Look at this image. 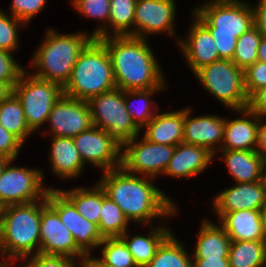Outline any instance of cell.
Masks as SVG:
<instances>
[{"label":"cell","mask_w":266,"mask_h":267,"mask_svg":"<svg viewBox=\"0 0 266 267\" xmlns=\"http://www.w3.org/2000/svg\"><path fill=\"white\" fill-rule=\"evenodd\" d=\"M101 175L98 183L129 221L150 226L155 219L178 214L172 198L153 184L154 178L131 174L122 166Z\"/></svg>","instance_id":"6da1fadb"},{"label":"cell","mask_w":266,"mask_h":267,"mask_svg":"<svg viewBox=\"0 0 266 267\" xmlns=\"http://www.w3.org/2000/svg\"><path fill=\"white\" fill-rule=\"evenodd\" d=\"M98 40L109 53L117 88L122 91L166 88L165 75L147 39L111 35Z\"/></svg>","instance_id":"7a4b0ae2"},{"label":"cell","mask_w":266,"mask_h":267,"mask_svg":"<svg viewBox=\"0 0 266 267\" xmlns=\"http://www.w3.org/2000/svg\"><path fill=\"white\" fill-rule=\"evenodd\" d=\"M47 197L25 204L3 207L0 227L1 265L12 266L15 260L40 253L41 209Z\"/></svg>","instance_id":"3957f363"},{"label":"cell","mask_w":266,"mask_h":267,"mask_svg":"<svg viewBox=\"0 0 266 267\" xmlns=\"http://www.w3.org/2000/svg\"><path fill=\"white\" fill-rule=\"evenodd\" d=\"M203 3L194 8L193 14L209 29L219 58L232 60L237 39L254 26L251 5L241 0H207Z\"/></svg>","instance_id":"277c9868"},{"label":"cell","mask_w":266,"mask_h":267,"mask_svg":"<svg viewBox=\"0 0 266 267\" xmlns=\"http://www.w3.org/2000/svg\"><path fill=\"white\" fill-rule=\"evenodd\" d=\"M45 38L32 56V75L62 87L69 81L80 53L94 39L88 33L62 34L49 28Z\"/></svg>","instance_id":"5b68a950"},{"label":"cell","mask_w":266,"mask_h":267,"mask_svg":"<svg viewBox=\"0 0 266 267\" xmlns=\"http://www.w3.org/2000/svg\"><path fill=\"white\" fill-rule=\"evenodd\" d=\"M116 88L111 59L106 47L94 38L80 53L63 94L88 101Z\"/></svg>","instance_id":"8992f818"},{"label":"cell","mask_w":266,"mask_h":267,"mask_svg":"<svg viewBox=\"0 0 266 267\" xmlns=\"http://www.w3.org/2000/svg\"><path fill=\"white\" fill-rule=\"evenodd\" d=\"M214 98L232 111L245 109L249 97L245 87L244 70L232 60L219 59L194 73Z\"/></svg>","instance_id":"52a82bcc"},{"label":"cell","mask_w":266,"mask_h":267,"mask_svg":"<svg viewBox=\"0 0 266 267\" xmlns=\"http://www.w3.org/2000/svg\"><path fill=\"white\" fill-rule=\"evenodd\" d=\"M92 124L113 138L122 147L141 134L133 123L124 101V91L114 88L87 101Z\"/></svg>","instance_id":"ba28073f"},{"label":"cell","mask_w":266,"mask_h":267,"mask_svg":"<svg viewBox=\"0 0 266 267\" xmlns=\"http://www.w3.org/2000/svg\"><path fill=\"white\" fill-rule=\"evenodd\" d=\"M25 70L14 86V94L20 100L26 122L33 132L48 121L55 102L62 96L63 87L55 82L33 76Z\"/></svg>","instance_id":"9c48e42d"},{"label":"cell","mask_w":266,"mask_h":267,"mask_svg":"<svg viewBox=\"0 0 266 267\" xmlns=\"http://www.w3.org/2000/svg\"><path fill=\"white\" fill-rule=\"evenodd\" d=\"M12 162L5 165L0 176V204L4 207L43 199L50 188L43 185L44 171L13 166Z\"/></svg>","instance_id":"30bf717a"},{"label":"cell","mask_w":266,"mask_h":267,"mask_svg":"<svg viewBox=\"0 0 266 267\" xmlns=\"http://www.w3.org/2000/svg\"><path fill=\"white\" fill-rule=\"evenodd\" d=\"M135 136L122 147L121 166L129 173L155 178L164 174L175 146L152 143Z\"/></svg>","instance_id":"8fae6325"},{"label":"cell","mask_w":266,"mask_h":267,"mask_svg":"<svg viewBox=\"0 0 266 267\" xmlns=\"http://www.w3.org/2000/svg\"><path fill=\"white\" fill-rule=\"evenodd\" d=\"M47 203L58 213L62 223L70 230L78 247L88 256L104 240L98 225L79 214L73 202L58 188H49Z\"/></svg>","instance_id":"7c38bea8"},{"label":"cell","mask_w":266,"mask_h":267,"mask_svg":"<svg viewBox=\"0 0 266 267\" xmlns=\"http://www.w3.org/2000/svg\"><path fill=\"white\" fill-rule=\"evenodd\" d=\"M73 142L85 165L92 164L103 172L121 166L122 146L101 128L93 125L74 136Z\"/></svg>","instance_id":"4fadbf2b"},{"label":"cell","mask_w":266,"mask_h":267,"mask_svg":"<svg viewBox=\"0 0 266 267\" xmlns=\"http://www.w3.org/2000/svg\"><path fill=\"white\" fill-rule=\"evenodd\" d=\"M40 242L41 254L66 256L74 260L79 258L81 262L87 258L58 213L48 203L41 209Z\"/></svg>","instance_id":"5bb4252c"},{"label":"cell","mask_w":266,"mask_h":267,"mask_svg":"<svg viewBox=\"0 0 266 267\" xmlns=\"http://www.w3.org/2000/svg\"><path fill=\"white\" fill-rule=\"evenodd\" d=\"M47 123L51 137L77 136L89 129L92 124L87 101L62 95L53 105Z\"/></svg>","instance_id":"9a60e30c"},{"label":"cell","mask_w":266,"mask_h":267,"mask_svg":"<svg viewBox=\"0 0 266 267\" xmlns=\"http://www.w3.org/2000/svg\"><path fill=\"white\" fill-rule=\"evenodd\" d=\"M176 4L174 0H137L134 37L146 39L147 34L175 35ZM154 33V34H153Z\"/></svg>","instance_id":"2e32d148"},{"label":"cell","mask_w":266,"mask_h":267,"mask_svg":"<svg viewBox=\"0 0 266 267\" xmlns=\"http://www.w3.org/2000/svg\"><path fill=\"white\" fill-rule=\"evenodd\" d=\"M193 22L186 38L176 37V42L194 74L205 65L219 60V53L209 29L193 14ZM184 40V41H183Z\"/></svg>","instance_id":"e0dca14e"},{"label":"cell","mask_w":266,"mask_h":267,"mask_svg":"<svg viewBox=\"0 0 266 267\" xmlns=\"http://www.w3.org/2000/svg\"><path fill=\"white\" fill-rule=\"evenodd\" d=\"M191 110L184 109L183 143L205 147L217 155L224 138L225 118L214 114L192 117Z\"/></svg>","instance_id":"ac0fdd59"},{"label":"cell","mask_w":266,"mask_h":267,"mask_svg":"<svg viewBox=\"0 0 266 267\" xmlns=\"http://www.w3.org/2000/svg\"><path fill=\"white\" fill-rule=\"evenodd\" d=\"M213 198L215 215L221 217L224 213L239 210H261L266 203V190L260 182L235 183Z\"/></svg>","instance_id":"d6986e66"},{"label":"cell","mask_w":266,"mask_h":267,"mask_svg":"<svg viewBox=\"0 0 266 267\" xmlns=\"http://www.w3.org/2000/svg\"><path fill=\"white\" fill-rule=\"evenodd\" d=\"M214 157L205 147L180 143L175 146L164 175L170 178H192L206 170Z\"/></svg>","instance_id":"ffe728a7"},{"label":"cell","mask_w":266,"mask_h":267,"mask_svg":"<svg viewBox=\"0 0 266 267\" xmlns=\"http://www.w3.org/2000/svg\"><path fill=\"white\" fill-rule=\"evenodd\" d=\"M242 116L225 119L224 138L221 150H256L259 116L248 108L235 110Z\"/></svg>","instance_id":"44dd1931"},{"label":"cell","mask_w":266,"mask_h":267,"mask_svg":"<svg viewBox=\"0 0 266 267\" xmlns=\"http://www.w3.org/2000/svg\"><path fill=\"white\" fill-rule=\"evenodd\" d=\"M218 222L231 241L266 240L261 210H239L224 213Z\"/></svg>","instance_id":"7402d4cb"},{"label":"cell","mask_w":266,"mask_h":267,"mask_svg":"<svg viewBox=\"0 0 266 267\" xmlns=\"http://www.w3.org/2000/svg\"><path fill=\"white\" fill-rule=\"evenodd\" d=\"M143 127V137L152 142L176 146L183 143L184 109L158 113Z\"/></svg>","instance_id":"603a6c76"},{"label":"cell","mask_w":266,"mask_h":267,"mask_svg":"<svg viewBox=\"0 0 266 267\" xmlns=\"http://www.w3.org/2000/svg\"><path fill=\"white\" fill-rule=\"evenodd\" d=\"M49 162L53 173L62 178L75 179L82 174L85 164L71 137H52Z\"/></svg>","instance_id":"cb8c5ba5"},{"label":"cell","mask_w":266,"mask_h":267,"mask_svg":"<svg viewBox=\"0 0 266 267\" xmlns=\"http://www.w3.org/2000/svg\"><path fill=\"white\" fill-rule=\"evenodd\" d=\"M228 173L235 183H255L260 181L264 158L256 150H220Z\"/></svg>","instance_id":"d4e9b609"},{"label":"cell","mask_w":266,"mask_h":267,"mask_svg":"<svg viewBox=\"0 0 266 267\" xmlns=\"http://www.w3.org/2000/svg\"><path fill=\"white\" fill-rule=\"evenodd\" d=\"M201 224L192 258H228L232 241L224 228L206 218Z\"/></svg>","instance_id":"484cf974"},{"label":"cell","mask_w":266,"mask_h":267,"mask_svg":"<svg viewBox=\"0 0 266 267\" xmlns=\"http://www.w3.org/2000/svg\"><path fill=\"white\" fill-rule=\"evenodd\" d=\"M153 226V224L149 226L151 230L148 235L137 234L130 237L128 230L119 237L127 246L138 267H145L151 261L159 245L171 233L166 225L158 224L155 228Z\"/></svg>","instance_id":"4316f807"},{"label":"cell","mask_w":266,"mask_h":267,"mask_svg":"<svg viewBox=\"0 0 266 267\" xmlns=\"http://www.w3.org/2000/svg\"><path fill=\"white\" fill-rule=\"evenodd\" d=\"M59 189L73 202L81 216L90 222L99 224L102 187L98 182L89 188L79 186L69 190Z\"/></svg>","instance_id":"83f0119b"},{"label":"cell","mask_w":266,"mask_h":267,"mask_svg":"<svg viewBox=\"0 0 266 267\" xmlns=\"http://www.w3.org/2000/svg\"><path fill=\"white\" fill-rule=\"evenodd\" d=\"M228 260L230 267H264L266 240L232 241Z\"/></svg>","instance_id":"f1b7e54d"},{"label":"cell","mask_w":266,"mask_h":267,"mask_svg":"<svg viewBox=\"0 0 266 267\" xmlns=\"http://www.w3.org/2000/svg\"><path fill=\"white\" fill-rule=\"evenodd\" d=\"M173 231L162 241L145 267H192V257ZM188 253V254H187Z\"/></svg>","instance_id":"f546056e"},{"label":"cell","mask_w":266,"mask_h":267,"mask_svg":"<svg viewBox=\"0 0 266 267\" xmlns=\"http://www.w3.org/2000/svg\"><path fill=\"white\" fill-rule=\"evenodd\" d=\"M162 90H165V88L124 91L126 109L129 112L133 123L140 131H142V128L156 115L157 111H159L155 101L150 97ZM131 99H133V102L138 101L141 105H133ZM153 110L155 112H153Z\"/></svg>","instance_id":"4dcf8cb0"},{"label":"cell","mask_w":266,"mask_h":267,"mask_svg":"<svg viewBox=\"0 0 266 267\" xmlns=\"http://www.w3.org/2000/svg\"><path fill=\"white\" fill-rule=\"evenodd\" d=\"M0 125L23 144L34 134L26 122L21 102L14 93L0 103Z\"/></svg>","instance_id":"1f68e13d"},{"label":"cell","mask_w":266,"mask_h":267,"mask_svg":"<svg viewBox=\"0 0 266 267\" xmlns=\"http://www.w3.org/2000/svg\"><path fill=\"white\" fill-rule=\"evenodd\" d=\"M130 221L102 188V208L98 228L103 238H119L128 231Z\"/></svg>","instance_id":"d6a6232c"},{"label":"cell","mask_w":266,"mask_h":267,"mask_svg":"<svg viewBox=\"0 0 266 267\" xmlns=\"http://www.w3.org/2000/svg\"><path fill=\"white\" fill-rule=\"evenodd\" d=\"M136 2L137 0H110L109 36L134 37Z\"/></svg>","instance_id":"836d02e7"},{"label":"cell","mask_w":266,"mask_h":267,"mask_svg":"<svg viewBox=\"0 0 266 267\" xmlns=\"http://www.w3.org/2000/svg\"><path fill=\"white\" fill-rule=\"evenodd\" d=\"M71 4L83 16L103 22L92 32L94 38L109 36L110 0H72Z\"/></svg>","instance_id":"e575fe53"},{"label":"cell","mask_w":266,"mask_h":267,"mask_svg":"<svg viewBox=\"0 0 266 267\" xmlns=\"http://www.w3.org/2000/svg\"><path fill=\"white\" fill-rule=\"evenodd\" d=\"M261 38L262 35L259 30L253 26L237 39L235 52L232 57V61L237 67L245 70L258 61L257 50Z\"/></svg>","instance_id":"d590c367"},{"label":"cell","mask_w":266,"mask_h":267,"mask_svg":"<svg viewBox=\"0 0 266 267\" xmlns=\"http://www.w3.org/2000/svg\"><path fill=\"white\" fill-rule=\"evenodd\" d=\"M102 258H98L109 267H138L125 243L120 238H104L100 243Z\"/></svg>","instance_id":"8d00e7d4"},{"label":"cell","mask_w":266,"mask_h":267,"mask_svg":"<svg viewBox=\"0 0 266 267\" xmlns=\"http://www.w3.org/2000/svg\"><path fill=\"white\" fill-rule=\"evenodd\" d=\"M26 24L12 15L8 16L5 11L0 9V50L14 53L19 49V28Z\"/></svg>","instance_id":"74e56055"},{"label":"cell","mask_w":266,"mask_h":267,"mask_svg":"<svg viewBox=\"0 0 266 267\" xmlns=\"http://www.w3.org/2000/svg\"><path fill=\"white\" fill-rule=\"evenodd\" d=\"M21 261L23 262L20 263L19 267H78L77 264L80 265L79 267H83V262L79 260L66 256L44 255L41 253L26 257Z\"/></svg>","instance_id":"f35d334b"},{"label":"cell","mask_w":266,"mask_h":267,"mask_svg":"<svg viewBox=\"0 0 266 267\" xmlns=\"http://www.w3.org/2000/svg\"><path fill=\"white\" fill-rule=\"evenodd\" d=\"M11 3V15L28 25L35 15L43 11L47 0H12Z\"/></svg>","instance_id":"ab89813d"},{"label":"cell","mask_w":266,"mask_h":267,"mask_svg":"<svg viewBox=\"0 0 266 267\" xmlns=\"http://www.w3.org/2000/svg\"><path fill=\"white\" fill-rule=\"evenodd\" d=\"M25 68L17 63L13 53L0 50V81L1 82H18Z\"/></svg>","instance_id":"60d3db41"},{"label":"cell","mask_w":266,"mask_h":267,"mask_svg":"<svg viewBox=\"0 0 266 267\" xmlns=\"http://www.w3.org/2000/svg\"><path fill=\"white\" fill-rule=\"evenodd\" d=\"M245 87L248 97L266 86V63L257 61L244 70Z\"/></svg>","instance_id":"b9f144b4"},{"label":"cell","mask_w":266,"mask_h":267,"mask_svg":"<svg viewBox=\"0 0 266 267\" xmlns=\"http://www.w3.org/2000/svg\"><path fill=\"white\" fill-rule=\"evenodd\" d=\"M24 144L0 125V156L15 160Z\"/></svg>","instance_id":"7bdbcfd3"},{"label":"cell","mask_w":266,"mask_h":267,"mask_svg":"<svg viewBox=\"0 0 266 267\" xmlns=\"http://www.w3.org/2000/svg\"><path fill=\"white\" fill-rule=\"evenodd\" d=\"M247 108L257 116L266 118V86L256 90L249 97Z\"/></svg>","instance_id":"ee69618b"},{"label":"cell","mask_w":266,"mask_h":267,"mask_svg":"<svg viewBox=\"0 0 266 267\" xmlns=\"http://www.w3.org/2000/svg\"><path fill=\"white\" fill-rule=\"evenodd\" d=\"M253 5L251 7L254 13V26L262 37L266 38V0H259L258 4Z\"/></svg>","instance_id":"f6af8a7d"},{"label":"cell","mask_w":266,"mask_h":267,"mask_svg":"<svg viewBox=\"0 0 266 267\" xmlns=\"http://www.w3.org/2000/svg\"><path fill=\"white\" fill-rule=\"evenodd\" d=\"M192 267H230L228 258H192Z\"/></svg>","instance_id":"bcb514c9"},{"label":"cell","mask_w":266,"mask_h":267,"mask_svg":"<svg viewBox=\"0 0 266 267\" xmlns=\"http://www.w3.org/2000/svg\"><path fill=\"white\" fill-rule=\"evenodd\" d=\"M263 120H264V117L259 118L256 151L265 159L266 158V122Z\"/></svg>","instance_id":"7dc6e473"},{"label":"cell","mask_w":266,"mask_h":267,"mask_svg":"<svg viewBox=\"0 0 266 267\" xmlns=\"http://www.w3.org/2000/svg\"><path fill=\"white\" fill-rule=\"evenodd\" d=\"M17 82H1L0 81V103L6 100L14 93V86Z\"/></svg>","instance_id":"c3c4849f"},{"label":"cell","mask_w":266,"mask_h":267,"mask_svg":"<svg viewBox=\"0 0 266 267\" xmlns=\"http://www.w3.org/2000/svg\"><path fill=\"white\" fill-rule=\"evenodd\" d=\"M83 267H109L103 264L98 257H93L92 254L88 255L87 258L83 261Z\"/></svg>","instance_id":"681fc988"},{"label":"cell","mask_w":266,"mask_h":267,"mask_svg":"<svg viewBox=\"0 0 266 267\" xmlns=\"http://www.w3.org/2000/svg\"><path fill=\"white\" fill-rule=\"evenodd\" d=\"M258 61L266 63V38L262 37L257 50Z\"/></svg>","instance_id":"f907efd6"},{"label":"cell","mask_w":266,"mask_h":267,"mask_svg":"<svg viewBox=\"0 0 266 267\" xmlns=\"http://www.w3.org/2000/svg\"><path fill=\"white\" fill-rule=\"evenodd\" d=\"M260 184L266 190V158L264 159L261 174H260Z\"/></svg>","instance_id":"816d5d0a"},{"label":"cell","mask_w":266,"mask_h":267,"mask_svg":"<svg viewBox=\"0 0 266 267\" xmlns=\"http://www.w3.org/2000/svg\"><path fill=\"white\" fill-rule=\"evenodd\" d=\"M261 217L264 225V232H265V238H266V203L261 208Z\"/></svg>","instance_id":"f5cc1de1"},{"label":"cell","mask_w":266,"mask_h":267,"mask_svg":"<svg viewBox=\"0 0 266 267\" xmlns=\"http://www.w3.org/2000/svg\"><path fill=\"white\" fill-rule=\"evenodd\" d=\"M10 161L9 158L7 157H4V156H0V176H1V173L5 167V165Z\"/></svg>","instance_id":"db71d44e"},{"label":"cell","mask_w":266,"mask_h":267,"mask_svg":"<svg viewBox=\"0 0 266 267\" xmlns=\"http://www.w3.org/2000/svg\"><path fill=\"white\" fill-rule=\"evenodd\" d=\"M2 212H3V206L0 204V227H1Z\"/></svg>","instance_id":"11a10c76"},{"label":"cell","mask_w":266,"mask_h":267,"mask_svg":"<svg viewBox=\"0 0 266 267\" xmlns=\"http://www.w3.org/2000/svg\"><path fill=\"white\" fill-rule=\"evenodd\" d=\"M1 267H11V266H9V265H2Z\"/></svg>","instance_id":"9f6ffc18"}]
</instances>
